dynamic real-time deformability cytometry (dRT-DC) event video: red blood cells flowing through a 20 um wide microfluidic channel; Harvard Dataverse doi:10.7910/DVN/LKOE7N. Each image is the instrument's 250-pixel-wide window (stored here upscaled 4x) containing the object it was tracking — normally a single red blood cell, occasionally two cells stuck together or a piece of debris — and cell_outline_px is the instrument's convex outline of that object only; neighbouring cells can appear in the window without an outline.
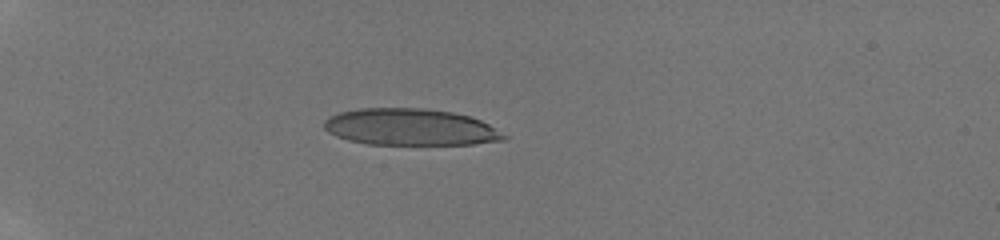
{"species": "human", "species_latin": "Homo sapiens", "temperature_condition": "room temperature", "stored_images_in_passage": 48, "camera_frame_rate_fps": 3000, "um_per_image_px": 0.085, "donor": {"sex": "male"}, "frame": {"image": 1, "passage_image": 15, "time_ms": 5.0, "image_size_px": [1000, 240], "cell_outline_px": [[508, 136], [504, 140], [472, 144], [368, 144], [348, 140], [336, 136], [328, 132], [324, 128], [324, 120], [328, 116], [340, 112], [360, 108], [424, 108], [452, 112], [468, 116], [480, 120], [488, 124]], "centroid_in_image_um": [34.85, 10.8], "position_along_channel_um": 50.2, "area_um2": 38.38}}
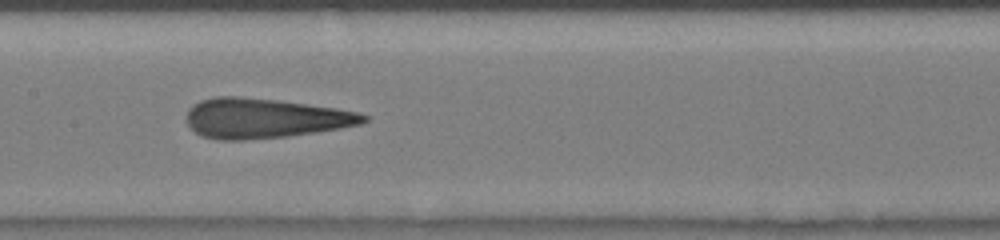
{"frame": {"image": 2, "passage_image": 26, "time_ms": 9.333, "image_size_px": [1000, 240], "cell_outline_px": [[368, 120], [360, 124], [340, 128], [316, 132], [288, 136], [244, 140], [216, 140], [200, 136], [184, 120], [188, 108], [192, 104], [200, 100], [216, 96], [240, 96], [276, 100], [336, 108], [360, 112], [368, 116]], "centroid_in_image_um": [22.44, 10.05], "position_along_channel_um": 185.0, "area_um2": 41.38}}
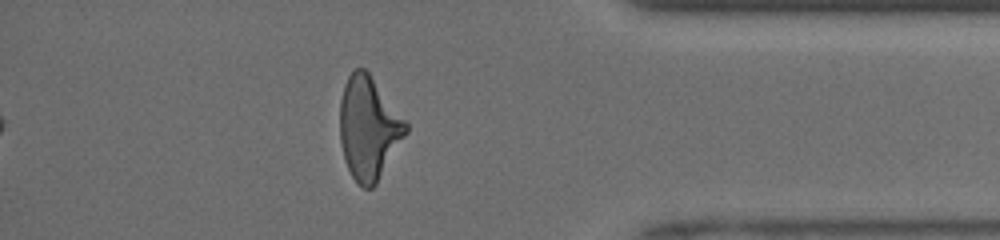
{"frame": {"image": 3, "passage_image": 39, "time_ms": 15.0, "image_size_px": [1000, 240], "cell_outline_px": [[408, 132], [376, 184], [372, 188], [364, 188], [352, 176], [344, 160], [340, 140], [340, 100], [344, 84], [348, 76], [356, 68], [364, 68], [368, 72], [408, 124]], "centroid_in_image_um": [31.32, 10.89], "position_along_channel_um": 403.9, "area_um2": 39.19}, "authors_computed_cell_mechanics": {"area_um2": 39.1884, "velocity_mm_per_s": 4.1704, "shape_relaxation_time_tau1_ms": 7.3271, "shape_relaxation_time_tau2_ms": 1.1699, "deformation_change_tau1": 0.2596, "deformation_change_tau2": 0.1199}}